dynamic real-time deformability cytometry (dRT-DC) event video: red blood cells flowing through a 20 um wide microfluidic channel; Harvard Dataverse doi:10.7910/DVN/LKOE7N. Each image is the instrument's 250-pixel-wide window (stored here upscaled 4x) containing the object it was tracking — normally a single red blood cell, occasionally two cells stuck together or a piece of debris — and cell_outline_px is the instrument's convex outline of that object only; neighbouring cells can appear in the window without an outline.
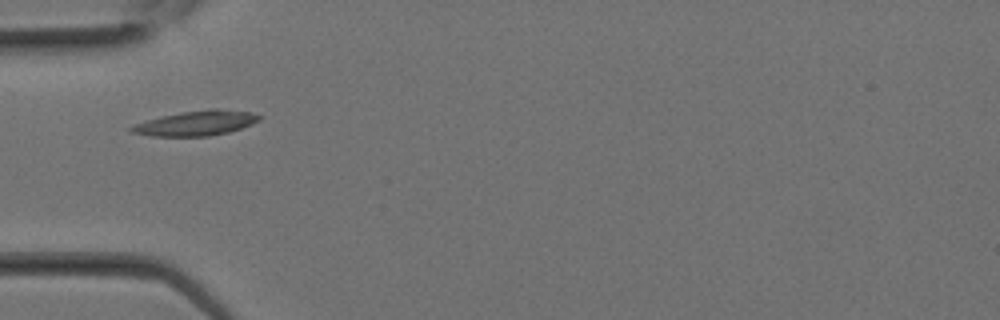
{"species": "Egyptian fruit bat (a non-hibernating species)", "species_latin": "Rousettus aegyptiacus", "temperature_condition": "room temperature", "stored_images_in_passage": 4, "camera_frame_rate_fps": 3000, "um_per_image_px": 0.085, "animal": {"sex": "female"}, "frame": {"image": 1, "passage_image": 1, "time_ms": 0.0, "image_size_px": [1000, 320], "cell_outline_px": [[264, 116], [260, 120], [252, 124], [228, 132], [208, 136], [152, 136], [132, 132], [128, 128], [136, 124], [148, 120], [180, 112], [212, 108], [216, 108], [248, 112]], "centroid_in_image_um": [16.71, 10.46], "position_along_channel_um": 68.3, "area_um2": 18.32}}
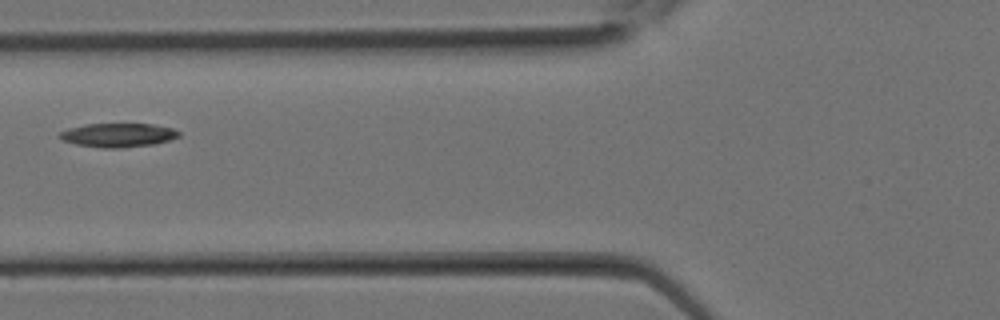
{"frame": {"image": 2, "passage_image": 3, "time_ms": 0.667, "image_size_px": [1000, 320], "cell_outline_px": [[180, 136], [156, 144], [120, 148], [104, 148], [76, 144], [64, 140], [56, 136], [60, 132], [68, 128], [84, 124], [152, 124], [172, 128], [180, 132]], "centroid_in_image_um": [10.03, 11.48], "position_along_channel_um": 115.8, "area_um2": 16.59}}